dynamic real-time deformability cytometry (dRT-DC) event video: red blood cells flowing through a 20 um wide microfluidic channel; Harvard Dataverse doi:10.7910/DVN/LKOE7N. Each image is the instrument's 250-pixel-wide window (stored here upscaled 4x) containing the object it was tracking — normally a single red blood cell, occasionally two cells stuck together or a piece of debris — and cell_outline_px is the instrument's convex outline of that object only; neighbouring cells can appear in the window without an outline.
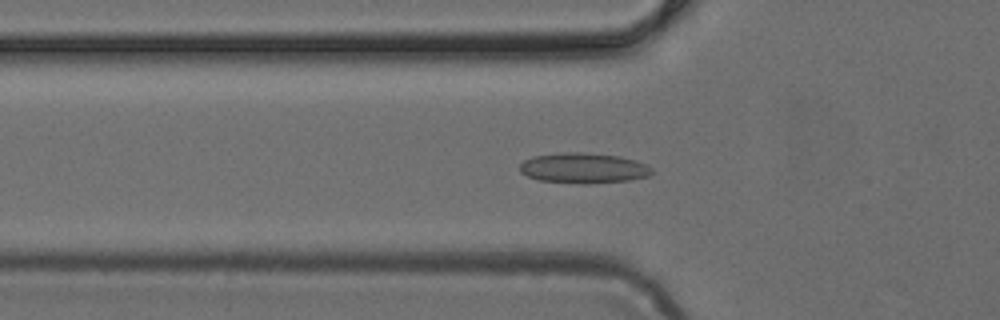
{"species": "common noctule bat (a hibernating species)", "species_latin": "Nyctalus noctula", "temperature_condition": "cold", "stored_images_in_passage": 38, "camera_frame_rate_fps": 3000, "um_per_image_px": 0.085, "animal": {"sex": "female", "body_mass_g": 24.6, "forearm_length_mm": 56.2}, "frame": {"image": 1, "passage_image": 6, "time_ms": 1.667, "image_size_px": [1000, 320], "cell_outline_px": [[652, 172], [648, 176], [628, 180], [588, 184], [584, 184], [540, 180], [528, 176], [520, 172], [520, 164], [524, 160], [532, 156], [560, 152], [580, 152], [620, 156], [636, 160], [648, 164], [652, 168]], "centroid_in_image_um": [49.6, 14.28], "position_along_channel_um": 76.2, "area_um2": 23.47}}
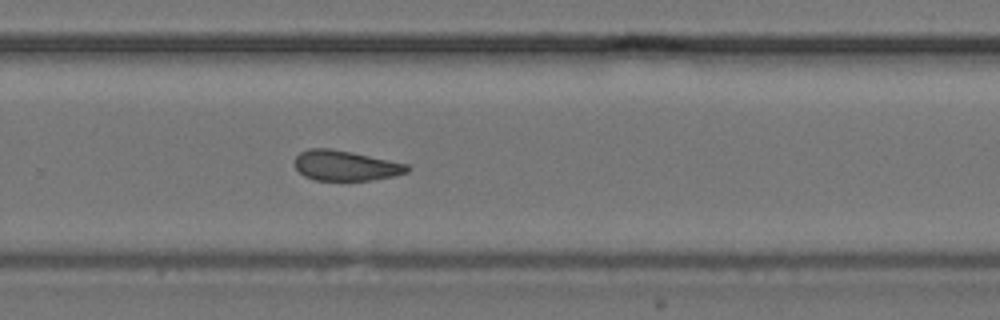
{"frame": {"image": 2, "passage_image": 22, "time_ms": 7.0, "image_size_px": [1000, 320], "cell_outline_px": [[412, 168], [408, 172], [392, 176], [372, 180], [316, 180], [304, 176], [296, 168], [296, 156], [300, 152], [308, 148], [328, 148], [352, 152], [408, 164]], "centroid_in_image_um": [29.39, 14.07], "position_along_channel_um": 300.4, "area_um2": 19.71}}
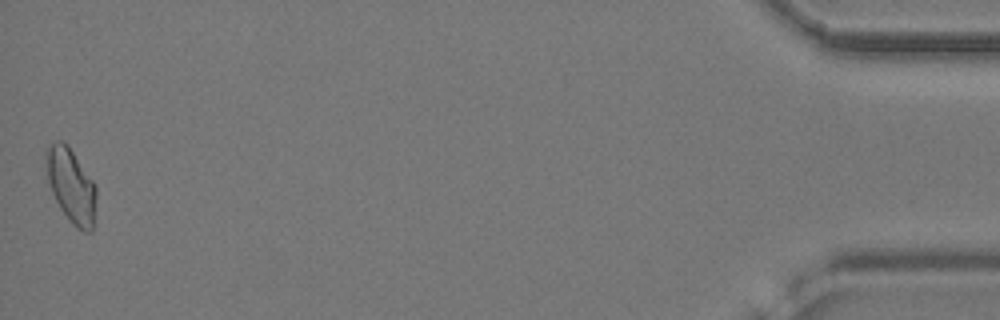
{"frame": {"image": 3, "passage_image": 38, "time_ms": 12.333, "image_size_px": [1000, 320], "cell_outline_px": [[96, 196], [92, 232], [84, 232], [76, 228], [72, 224], [60, 208], [52, 192], [48, 180], [44, 156], [44, 152], [56, 140], [64, 140], [68, 144], [96, 184]], "centroid_in_image_um": [6.05, 15.75], "position_along_channel_um": 429.2, "area_um2": 21.91}}